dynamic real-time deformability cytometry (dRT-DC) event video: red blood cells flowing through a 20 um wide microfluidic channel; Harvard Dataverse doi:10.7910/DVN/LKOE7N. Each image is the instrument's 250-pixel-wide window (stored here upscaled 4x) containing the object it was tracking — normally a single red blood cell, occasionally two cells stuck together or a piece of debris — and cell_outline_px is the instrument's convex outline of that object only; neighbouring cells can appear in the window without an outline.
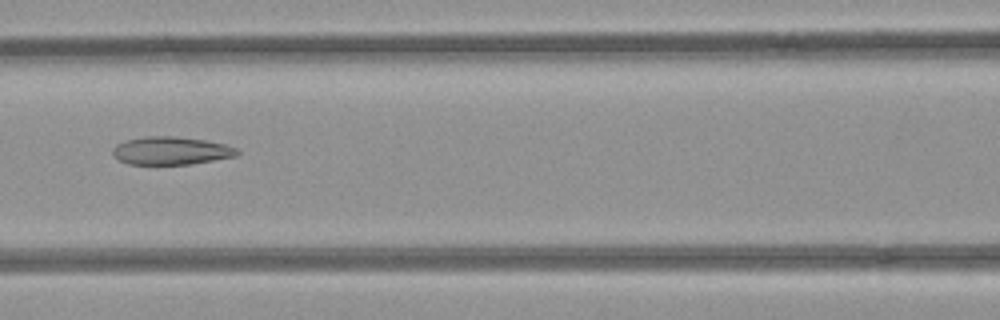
{"species": "common noctule bat (a hibernating species)", "species_latin": "Nyctalus noctula", "temperature_condition": "room temperature", "stored_images_in_passage": 44, "camera_frame_rate_fps": 3000, "um_per_image_px": 0.085, "animal": {"sex": "female", "body_mass_g": 21.9}, "frame": {"image": 1, "passage_image": 15, "time_ms": 4.667, "image_size_px": [1000, 320], "cell_outline_px": [[240, 152], [236, 156], [192, 164], [128, 164], [112, 156], [112, 148], [116, 144], [128, 140], [144, 136], [176, 136], [204, 140], [224, 144], [236, 148]], "centroid_in_image_um": [14.52, 12.81], "position_along_channel_um": 152.1, "area_um2": 20.29}}
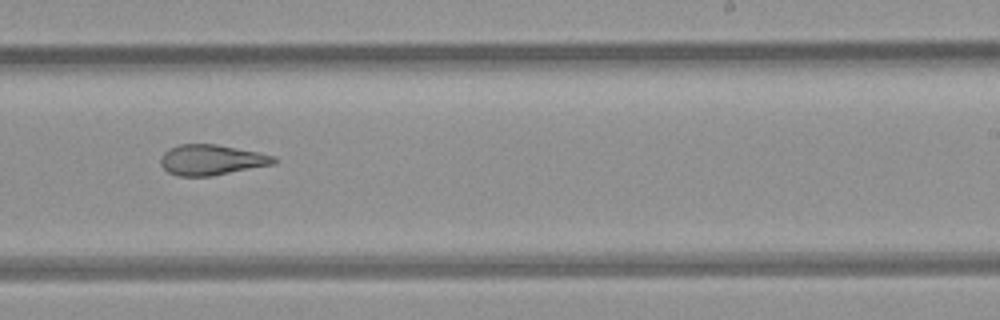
{"frame": {"image": 2, "passage_image": 24, "time_ms": 7.667, "image_size_px": [1000, 320], "cell_outline_px": [[276, 164], [212, 176], [176, 176], [168, 172], [160, 164], [160, 156], [168, 148], [180, 144], [216, 144], [276, 156]], "centroid_in_image_um": [17.96, 13.59], "position_along_channel_um": 271.0, "area_um2": 20.23}}
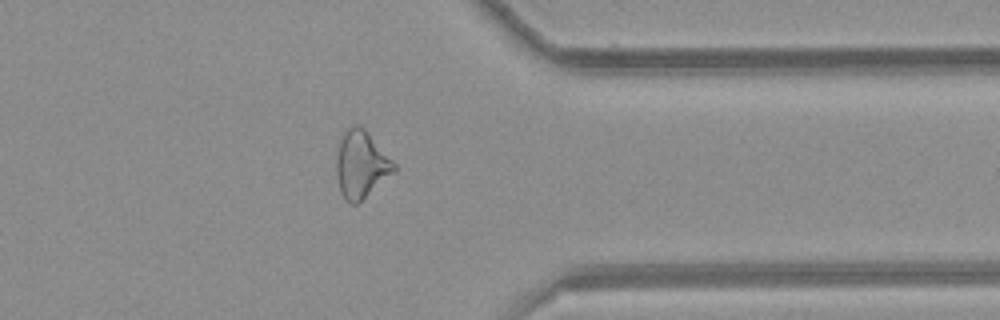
{"frame": {"image": 3, "passage_image": 33, "time_ms": 10.667, "image_size_px": [1000, 320], "cell_outline_px": [[396, 172], [356, 204], [352, 204], [344, 200], [340, 192], [336, 172], [336, 156], [340, 140], [344, 132], [348, 128], [356, 124], [364, 128], [368, 132], [396, 164]], "centroid_in_image_um": [30.7, 13.99], "position_along_channel_um": 380.7, "area_um2": 22.6}, "authors_computed_cell_mechanics": {"area_um2": 22.5131, "velocity_mm_per_s": 3.9729, "shape_relaxation_time_tau1_ms": null, "shape_relaxation_time_tau2_ms": 3.699, "deformation_change_tau1": null, "deformation_change_tau2": 0.1405}}